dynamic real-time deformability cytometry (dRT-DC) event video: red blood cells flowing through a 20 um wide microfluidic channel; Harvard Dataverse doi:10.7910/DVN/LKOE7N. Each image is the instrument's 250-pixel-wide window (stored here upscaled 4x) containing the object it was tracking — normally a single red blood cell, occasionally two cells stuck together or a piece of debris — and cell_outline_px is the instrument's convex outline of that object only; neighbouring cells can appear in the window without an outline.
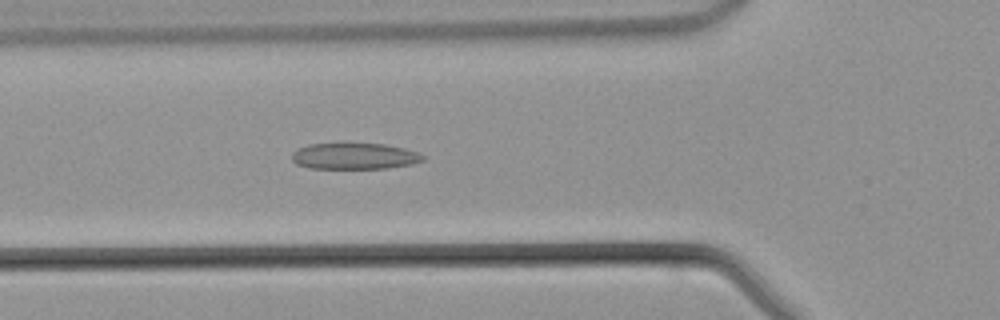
{"species": "common noctule bat (a hibernating species)", "species_latin": "Nyctalus noctula", "temperature_condition": "warm", "stored_images_in_passage": 39, "camera_frame_rate_fps": 3000, "um_per_image_px": 0.085, "animal": {"sex": "male", "body_mass_g": 21.5, "forearm_length_mm": 52.0}, "frame": {"image": 1, "passage_image": 13, "time_ms": 4.0, "image_size_px": [1000, 320], "cell_outline_px": [[424, 160], [412, 164], [388, 168], [308, 168], [296, 164], [292, 160], [292, 152], [296, 148], [308, 144], [344, 140], [384, 144], [404, 148], [416, 152], [424, 156]], "centroid_in_image_um": [30.05, 13.21], "position_along_channel_um": 95.7, "area_um2": 21.04}}
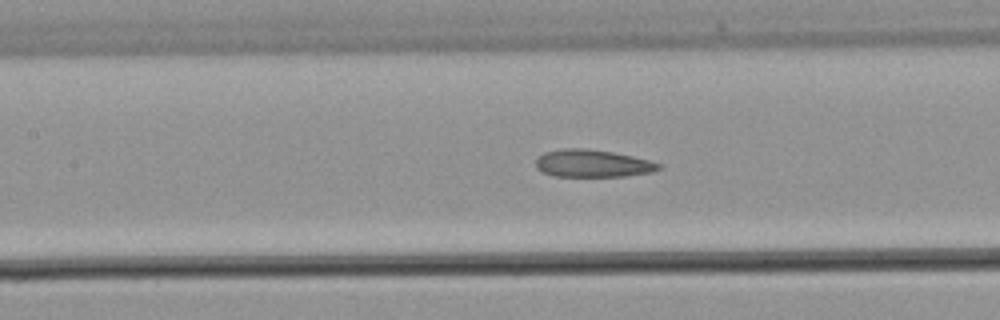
{"frame": {"image": 2, "passage_image": 17, "time_ms": 5.333, "image_size_px": [1000, 320], "cell_outline_px": [[660, 168], [652, 172], [624, 176], [552, 176], [536, 168], [536, 160], [544, 152], [560, 148], [584, 148], [612, 152], [632, 156], [648, 160], [660, 164]], "centroid_in_image_um": [50.33, 13.89], "position_along_channel_um": 157.1, "area_um2": 19.54}}
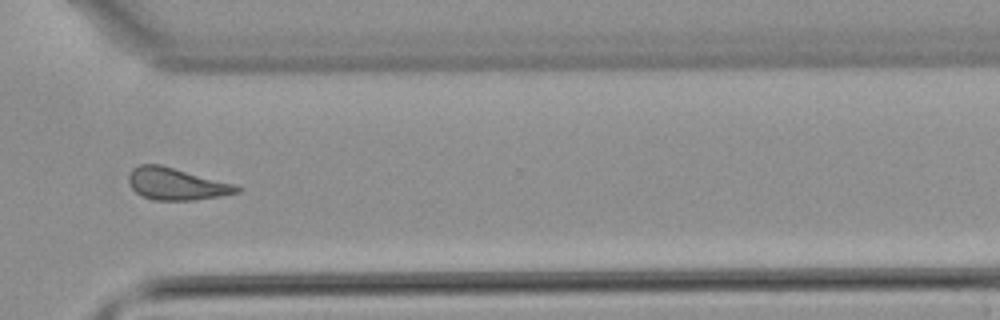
{"frame": {"image": 3, "passage_image": 30, "time_ms": 9.667, "image_size_px": [1000, 320], "cell_outline_px": [[244, 188], [240, 192], [220, 196], [196, 200], [156, 200], [144, 196], [136, 192], [132, 188], [128, 180], [128, 176], [132, 168], [140, 164], [160, 164], [236, 184]], "centroid_in_image_um": [15.03, 15.63], "position_along_channel_um": 355.6, "area_um2": 20.29}}